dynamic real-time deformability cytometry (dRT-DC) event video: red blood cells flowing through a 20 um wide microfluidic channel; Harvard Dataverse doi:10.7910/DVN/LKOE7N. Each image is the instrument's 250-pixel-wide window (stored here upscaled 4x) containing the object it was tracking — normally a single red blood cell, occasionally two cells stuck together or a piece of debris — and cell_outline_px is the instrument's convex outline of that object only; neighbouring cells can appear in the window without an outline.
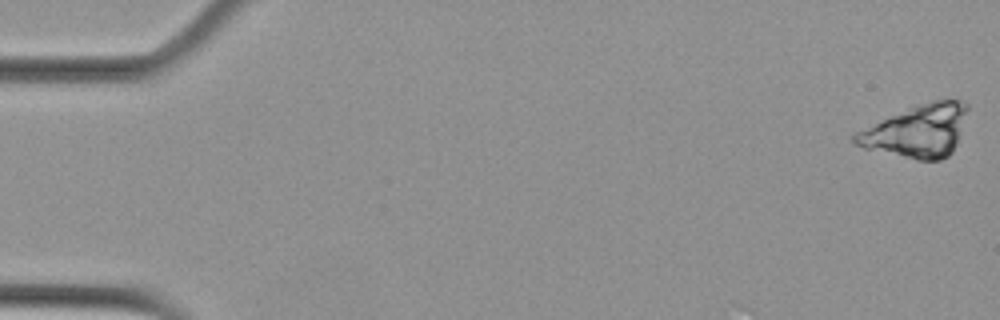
{"species": "Egyptian fruit bat (a non-hibernating species)", "species_latin": "Rousettus aegyptiacus", "temperature_condition": "cold", "stored_images_in_passage": 58, "camera_frame_rate_fps": 3000, "um_per_image_px": 0.085, "animal": {"sex": "female"}, "frame": {"image": 1, "passage_image": 1, "time_ms": 0.0, "image_size_px": [1000, 320], "cell_outline_px": [[968, 108], [952, 152], [948, 156], [940, 160], [916, 160], [864, 148], [856, 144], [852, 140], [852, 136], [856, 132], [892, 116], [932, 100], [960, 100], [968, 104]], "centroid_in_image_um": [77.96, 11.16], "position_along_channel_um": 7.0, "area_um2": 33.29}}
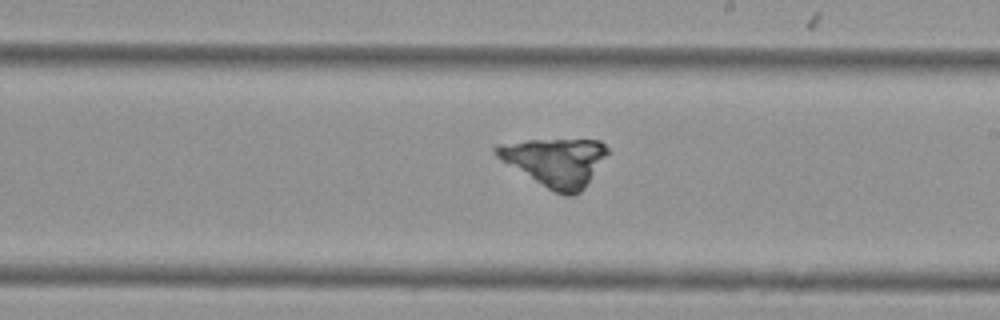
{"frame": {"image": 2, "passage_image": 34, "time_ms": 11.0, "image_size_px": [1000, 320], "cell_outline_px": [[608, 152], [584, 188], [580, 192], [572, 196], [564, 196], [548, 188], [500, 160], [492, 152], [492, 148], [496, 144], [528, 140], [600, 140], [608, 148]], "centroid_in_image_um": [47.16, 13.75], "position_along_channel_um": 241.8, "area_um2": 30.87}}
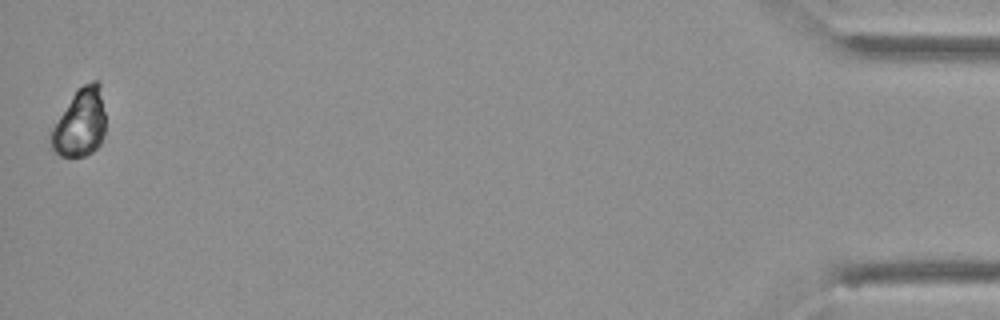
{"frame": {"image": 3, "passage_image": 58, "time_ms": 19.0, "image_size_px": [1000, 320], "cell_outline_px": [[104, 136], [100, 144], [92, 152], [84, 156], [60, 156], [52, 148], [52, 128], [76, 88], [92, 80], [96, 80], [100, 84], [104, 112]], "centroid_in_image_um": [6.83, 10.41], "position_along_channel_um": 428.4, "area_um2": 21.39}}